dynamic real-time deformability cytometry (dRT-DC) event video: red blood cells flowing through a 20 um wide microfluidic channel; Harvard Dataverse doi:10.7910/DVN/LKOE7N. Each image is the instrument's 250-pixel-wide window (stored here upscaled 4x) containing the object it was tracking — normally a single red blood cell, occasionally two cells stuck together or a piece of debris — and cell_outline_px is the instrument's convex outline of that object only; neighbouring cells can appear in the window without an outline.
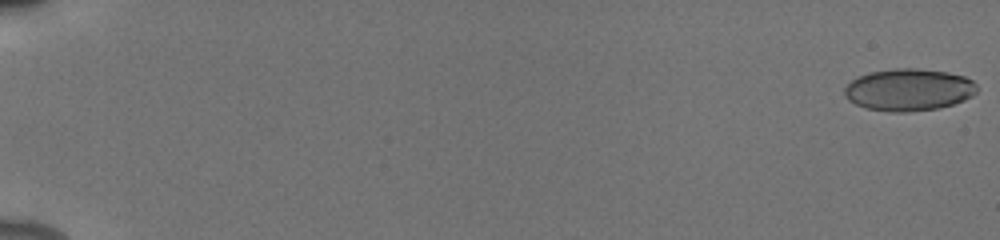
{"species": "human", "species_latin": "Homo sapiens", "temperature_condition": "cold", "stored_images_in_passage": 55, "camera_frame_rate_fps": 3000, "um_per_image_px": 0.085, "donor": {"sex": "male"}, "frame": {"image": 1, "passage_image": 1, "time_ms": 0.0, "image_size_px": [1000, 240], "cell_outline_px": [[976, 92], [972, 96], [964, 100], [952, 104], [936, 108], [908, 112], [892, 112], [868, 108], [856, 104], [848, 100], [844, 96], [844, 88], [852, 80], [868, 72], [896, 68], [916, 68], [948, 72], [964, 76], [972, 80], [976, 84]], "centroid_in_image_um": [77.24, 7.62], "position_along_channel_um": 7.8, "area_um2": 32.43}}
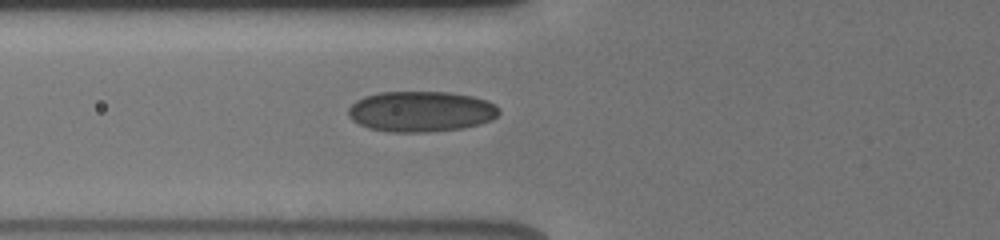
{"frame": {"image": 2, "passage_image": 23, "time_ms": 7.333, "image_size_px": [1000, 240], "cell_outline_px": [[500, 112], [492, 120], [480, 124], [460, 128], [424, 132], [392, 132], [368, 128], [352, 120], [348, 116], [348, 108], [356, 100], [364, 96], [380, 92], [448, 92], [472, 96], [488, 100], [496, 104], [500, 108]], "centroid_in_image_um": [35.79, 9.47], "position_along_channel_um": 90.0, "area_um2": 35.78}}
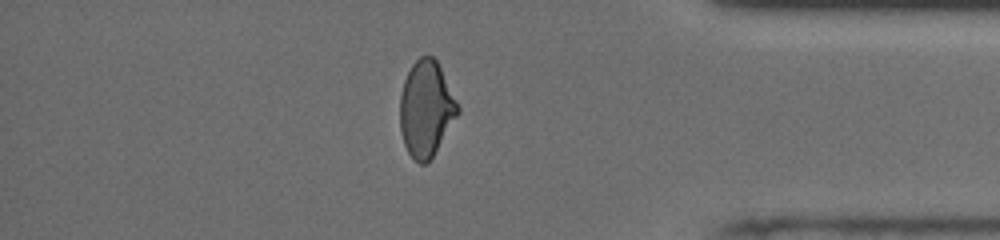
{"frame": {"image": 3, "passage_image": 48, "time_ms": 15.667, "image_size_px": [1000, 240], "cell_outline_px": [[460, 112], [432, 156], [424, 164], [420, 164], [408, 152], [404, 144], [400, 128], [400, 96], [404, 80], [412, 64], [420, 56], [432, 56], [436, 60], [460, 108]], "centroid_in_image_um": [36.21, 9.24], "position_along_channel_um": 399.0, "area_um2": 31.73}, "authors_computed_cell_mechanics": {"area_um2": 33.1194, "velocity_mm_per_s": 3.9389, "shape_relaxation_time_tau1_ms": 6.0042, "shape_relaxation_time_tau2_ms": 1.2831, "deformation_change_tau1": 0.1391, "deformation_change_tau2": 0.0582}}